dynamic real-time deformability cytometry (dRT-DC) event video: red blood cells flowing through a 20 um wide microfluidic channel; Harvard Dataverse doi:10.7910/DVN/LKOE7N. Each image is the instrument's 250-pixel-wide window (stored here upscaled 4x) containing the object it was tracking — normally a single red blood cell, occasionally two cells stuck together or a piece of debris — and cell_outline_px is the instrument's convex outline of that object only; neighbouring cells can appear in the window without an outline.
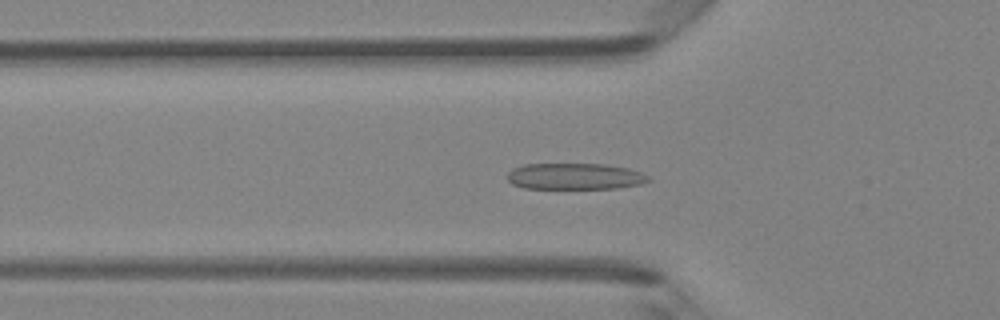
{"species": "Egyptian fruit bat (a non-hibernating species)", "species_latin": "Rousettus aegyptiacus", "temperature_condition": "room temperature", "stored_images_in_passage": 46, "camera_frame_rate_fps": 3000, "um_per_image_px": 0.085, "animal": {"sex": "female"}, "frame": {"image": 1, "passage_image": 15, "time_ms": 4.667, "image_size_px": [1000, 320], "cell_outline_px": [[652, 180], [640, 184], [616, 188], [524, 188], [512, 184], [508, 180], [508, 172], [512, 168], [524, 164], [604, 164], [628, 168], [640, 172], [648, 176]], "centroid_in_image_um": [48.85, 14.98], "position_along_channel_um": 76.9, "area_um2": 21.56}}
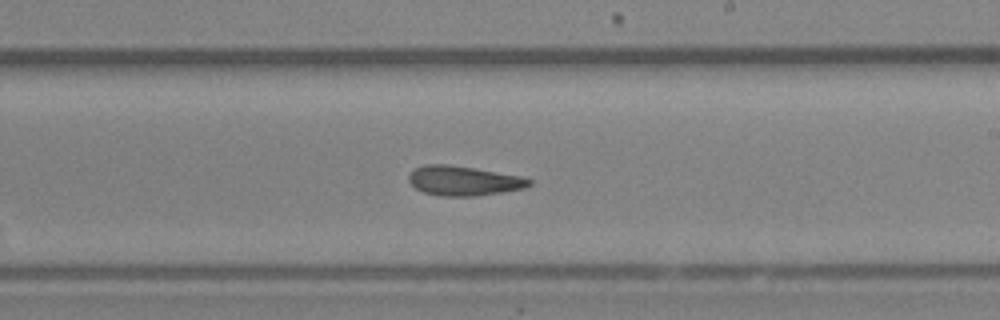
{"frame": {"image": 2, "passage_image": 27, "time_ms": 8.667, "image_size_px": [1000, 320], "cell_outline_px": [[532, 184], [524, 188], [476, 196], [440, 196], [424, 192], [416, 188], [408, 180], [408, 176], [416, 168], [424, 164], [448, 164], [520, 176], [532, 180]], "centroid_in_image_um": [39.39, 15.37], "position_along_channel_um": 249.6, "area_um2": 20.52}}
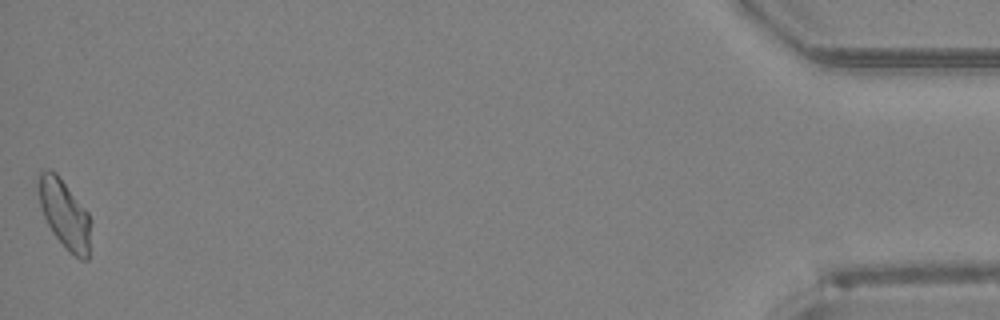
{"frame": {"image": 3, "passage_image": 46, "time_ms": 15.0, "image_size_px": [1000, 320], "cell_outline_px": [[88, 260], [80, 260], [52, 232], [40, 208], [36, 188], [36, 180], [40, 172], [44, 168], [48, 168], [56, 172], [88, 212]], "centroid_in_image_um": [5.4, 18.08], "position_along_channel_um": 429.8, "area_um2": 20.52}, "authors_computed_cell_mechanics": {"area_um2": 20.9814, "velocity_mm_per_s": 4.3216, "shape_relaxation_time_tau1_ms": 4.0406, "shape_relaxation_time_tau2_ms": 2.0842, "deformation_change_tau1": 0.1316, "deformation_change_tau2": 0.0996}}